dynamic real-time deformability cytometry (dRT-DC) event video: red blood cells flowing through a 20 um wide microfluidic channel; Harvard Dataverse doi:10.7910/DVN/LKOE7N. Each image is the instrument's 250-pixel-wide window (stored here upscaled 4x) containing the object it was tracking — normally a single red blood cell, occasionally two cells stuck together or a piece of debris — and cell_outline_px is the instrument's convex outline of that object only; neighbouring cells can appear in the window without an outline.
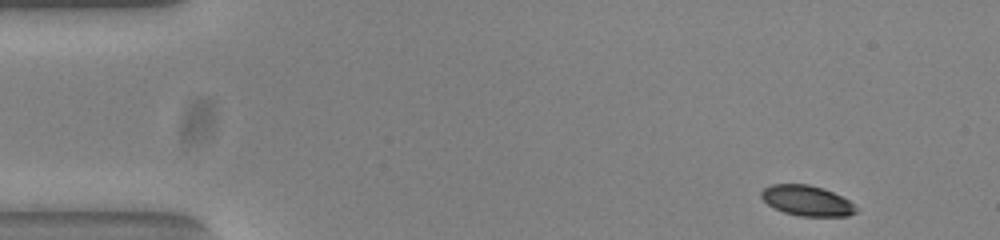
{"species": "common noctule bat (a hibernating species)", "species_latin": "Nyctalus noctula", "temperature_condition": "warm", "stored_images_in_passage": 50, "camera_frame_rate_fps": 3000, "um_per_image_px": 0.085, "animal": {"sex": "female", "body_mass_g": 23.0, "forearm_length_mm": 53.4}, "frame": {"image": 1, "passage_image": 1, "time_ms": 0.0, "image_size_px": [1000, 240], "cell_outline_px": [[860, 208], [856, 212], [848, 216], [800, 216], [784, 212], [768, 204], [760, 196], [760, 192], [764, 188], [772, 184], [808, 184], [824, 188], [848, 200]], "centroid_in_image_um": [68.61, 17.05], "position_along_channel_um": 16.4, "area_um2": 16.76}}
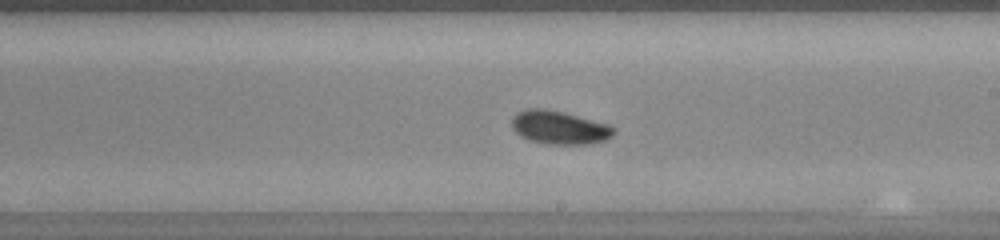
{"frame": {"image": 2, "passage_image": 27, "time_ms": 8.667, "image_size_px": [1000, 240], "cell_outline_px": [[616, 132], [612, 136], [604, 140], [588, 144], [548, 144], [532, 140], [520, 136], [512, 128], [512, 116], [516, 112], [528, 108], [544, 108], [564, 112], [608, 124], [616, 128]], "centroid_in_image_um": [47.54, 10.82], "position_along_channel_um": 241.5, "area_um2": 19.88}}
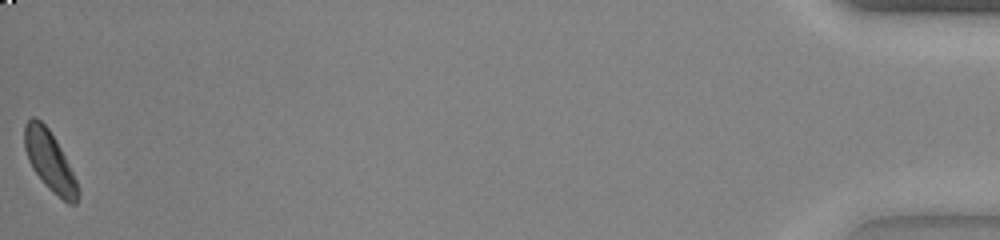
{"frame": {"image": 3, "passage_image": 50, "time_ms": 16.333, "image_size_px": [1000, 240], "cell_outline_px": [[80, 192], [76, 204], [68, 204], [52, 192], [44, 184], [32, 168], [28, 160], [24, 148], [24, 124], [32, 116], [36, 116], [48, 128], [56, 140], [76, 180]], "centroid_in_image_um": [4.2, 13.69], "position_along_channel_um": 431.0, "area_um2": 18.61}, "authors_computed_cell_mechanics": {"area_um2": 18.6405, "velocity_mm_per_s": 3.8088, "shape_relaxation_time_tau1_ms": 2.0358, "shape_relaxation_time_tau2_ms": null, "deformation_change_tau1": 0.0805, "deformation_change_tau2": null}}